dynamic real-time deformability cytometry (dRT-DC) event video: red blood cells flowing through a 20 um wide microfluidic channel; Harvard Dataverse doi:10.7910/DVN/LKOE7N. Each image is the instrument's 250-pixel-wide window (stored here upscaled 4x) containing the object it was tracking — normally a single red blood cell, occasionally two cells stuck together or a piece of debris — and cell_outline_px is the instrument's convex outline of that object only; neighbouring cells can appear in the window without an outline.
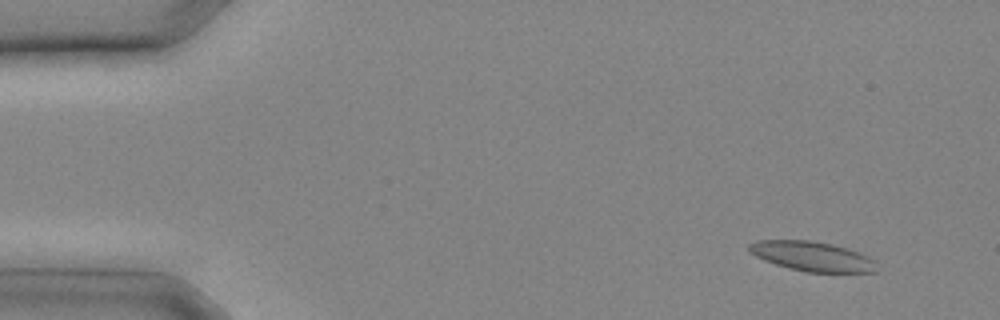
{"species": "common noctule bat (a hibernating species)", "species_latin": "Nyctalus noctula", "temperature_condition": "cold", "stored_images_in_passage": 12, "camera_frame_rate_fps": 3000, "um_per_image_px": 0.085, "animal": {"sex": "male", "body_mass_g": 20.4}, "frame": {"image": 1, "passage_image": 3, "time_ms": 0.667, "image_size_px": [1000, 320], "cell_outline_px": [[876, 272], [808, 272], [776, 264], [764, 260], [748, 252], [748, 244], [756, 240], [808, 240], [832, 244], [848, 248], [860, 252], [876, 260]], "centroid_in_image_um": [69.04, 21.77], "position_along_channel_um": 16.0, "area_um2": 22.08}}
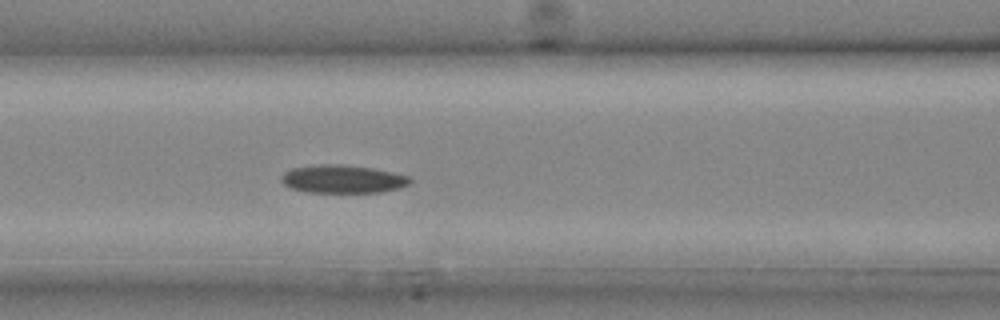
{"frame": {"image": 2, "passage_image": 12, "time_ms": 3.667, "image_size_px": [1000, 320], "cell_outline_px": [[412, 180], [408, 184], [396, 188], [380, 192], [308, 192], [292, 188], [284, 184], [280, 180], [280, 176], [284, 172], [292, 168], [320, 164], [344, 164], [372, 168], [392, 172], [408, 176]], "centroid_in_image_um": [29.09, 15.21], "position_along_channel_um": 137.5, "area_um2": 20.92}}